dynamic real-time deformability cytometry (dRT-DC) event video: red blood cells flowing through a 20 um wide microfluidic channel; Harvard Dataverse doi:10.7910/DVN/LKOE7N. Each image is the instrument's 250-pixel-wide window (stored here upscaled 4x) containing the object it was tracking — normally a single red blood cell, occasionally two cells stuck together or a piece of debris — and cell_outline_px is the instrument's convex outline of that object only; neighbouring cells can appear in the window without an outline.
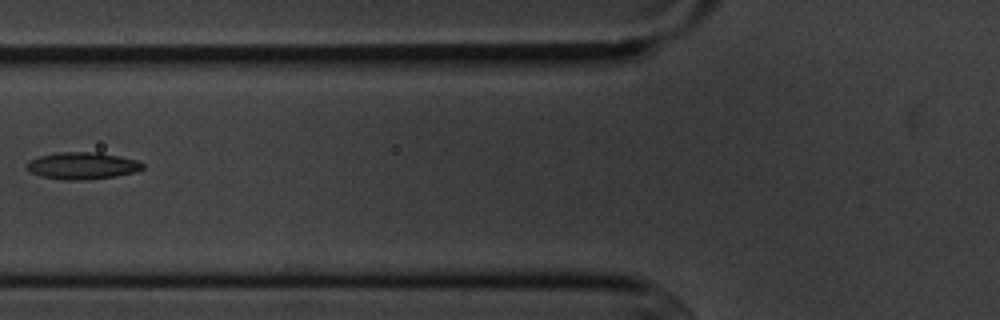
{"species": "common noctule bat (a hibernating species)", "species_latin": "Nyctalus noctula", "temperature_condition": "cold", "stored_images_in_passage": 4, "camera_frame_rate_fps": 3000, "um_per_image_px": 0.085, "animal": {"sex": "male", "body_mass_g": 20.1, "forearm_length_mm": 53.5}, "frame": {"image": 1, "passage_image": 3, "time_ms": 2.333, "image_size_px": [1000, 320], "cell_outline_px": [[144, 168], [132, 172], [116, 176], [88, 180], [64, 180], [40, 176], [32, 172], [28, 168], [28, 160], [40, 156], [56, 152], [100, 152], [120, 156], [136, 160], [144, 164]], "centroid_in_image_um": [7.0, 14.08], "position_along_channel_um": 118.8, "area_um2": 18.21}}
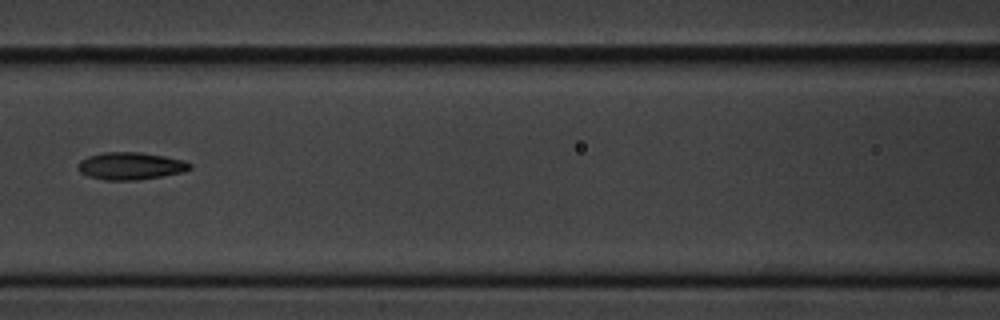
{"frame": {"image": 2, "passage_image": 4, "time_ms": 3.333, "image_size_px": [1000, 320], "cell_outline_px": [[192, 168], [184, 172], [140, 180], [104, 180], [88, 176], [80, 172], [76, 168], [76, 164], [80, 160], [88, 156], [104, 152], [140, 152], [164, 156], [184, 160], [192, 164]], "centroid_in_image_um": [11.09, 14.11], "position_along_channel_um": 155.5, "area_um2": 18.09}}